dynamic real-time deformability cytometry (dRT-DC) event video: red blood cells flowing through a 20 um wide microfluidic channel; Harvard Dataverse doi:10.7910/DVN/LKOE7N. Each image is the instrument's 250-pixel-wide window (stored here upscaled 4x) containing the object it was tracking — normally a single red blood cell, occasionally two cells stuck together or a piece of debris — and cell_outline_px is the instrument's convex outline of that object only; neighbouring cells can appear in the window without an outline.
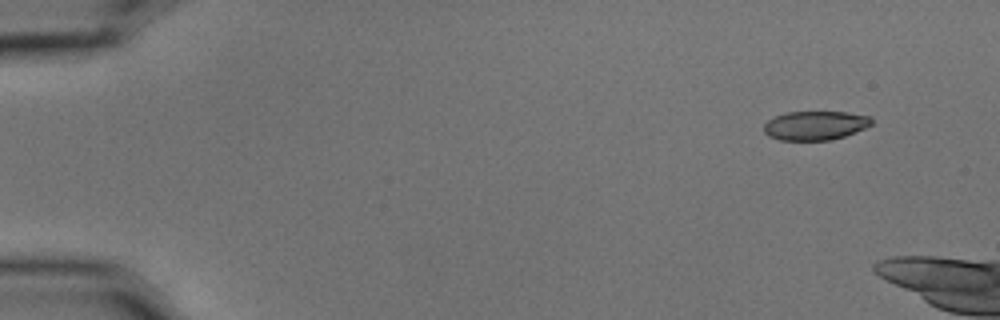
{"species": "common noctule bat (a hibernating species)", "species_latin": "Nyctalus noctula", "temperature_condition": "cold", "stored_images_in_passage": 3, "camera_frame_rate_fps": 3000, "um_per_image_px": 0.085, "animal": {"sex": "male", "body_mass_g": 15.6}, "frame": {"image": 1, "passage_image": 1, "time_ms": 0.0, "image_size_px": [1000, 320], "cell_outline_px": [[872, 124], [864, 128], [844, 136], [828, 140], [780, 140], [768, 136], [764, 132], [764, 124], [768, 120], [776, 116], [788, 112], [848, 112], [868, 116], [872, 120]], "centroid_in_image_um": [69.27, 10.66], "position_along_channel_um": 15.7, "area_um2": 18.03}}